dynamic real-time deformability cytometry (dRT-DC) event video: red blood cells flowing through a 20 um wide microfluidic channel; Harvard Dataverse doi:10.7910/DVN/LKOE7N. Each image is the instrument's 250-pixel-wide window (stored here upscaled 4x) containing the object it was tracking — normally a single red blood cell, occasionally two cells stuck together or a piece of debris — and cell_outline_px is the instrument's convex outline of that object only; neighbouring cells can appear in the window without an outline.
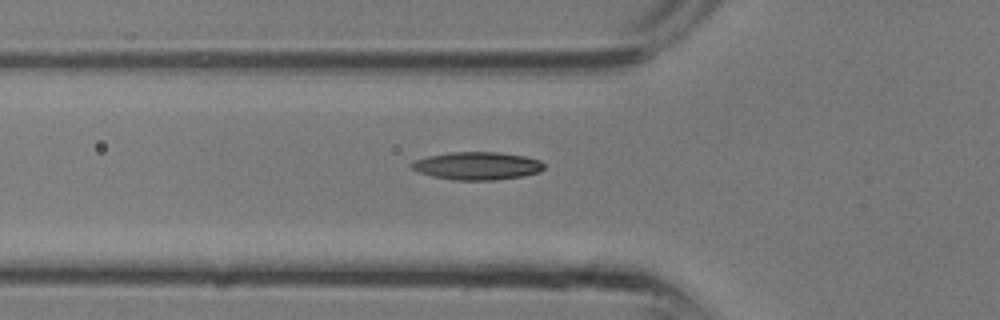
{"species": "common noctule bat (a hibernating species)", "species_latin": "Nyctalus noctula", "temperature_condition": "room temperature", "stored_images_in_passage": 15, "camera_frame_rate_fps": 3000, "um_per_image_px": 0.085, "animal": {"sex": "male", "body_mass_g": 13.3}, "frame": {"image": 1, "passage_image": 9, "time_ms": 2.667, "image_size_px": [1000, 320], "cell_outline_px": [[540, 168], [532, 172], [512, 176], [448, 176], [444, 156], [512, 156], [532, 160], [540, 164]], "centroid_in_image_um": [41.57, 14.1], "position_along_channel_um": 84.2, "area_um2": 12.31}}
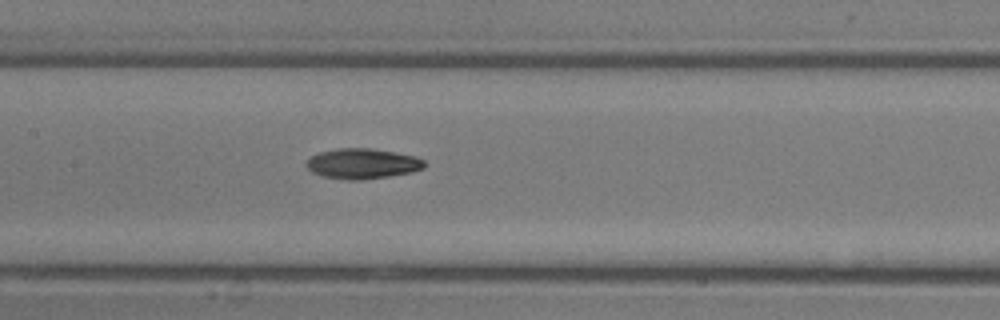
{"frame": {"image": 2, "passage_image": 13, "time_ms": 4.0, "image_size_px": [1000, 320], "cell_outline_px": [[424, 164], [416, 168], [400, 172], [372, 176], [344, 176], [324, 172], [316, 168], [316, 160], [320, 156], [336, 152], [384, 152], [404, 156], [420, 160]], "centroid_in_image_um": [31.05, 13.91], "position_along_channel_um": 176.3, "area_um2": 14.74}}
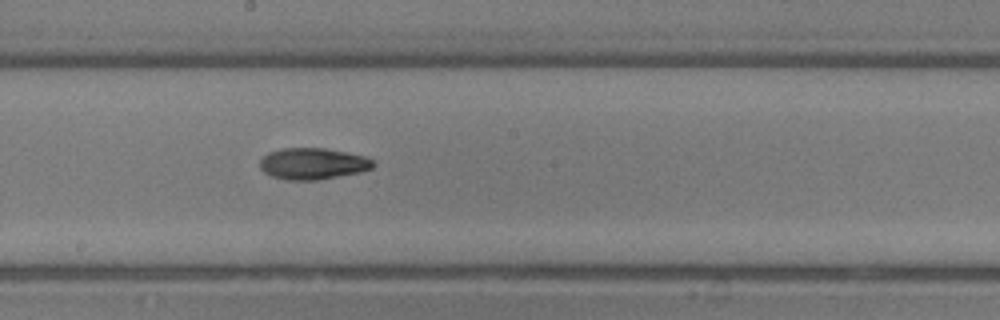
{"frame": {"image": 3, "passage_image": 15, "time_ms": 4.667, "image_size_px": [1000, 320], "cell_outline_px": [[372, 164], [368, 168], [324, 176], [288, 176], [276, 172], [284, 152], [332, 152], [352, 156], [368, 160]], "centroid_in_image_um": [27.14, 13.93], "position_along_channel_um": 221.1, "area_um2": 13.06}}